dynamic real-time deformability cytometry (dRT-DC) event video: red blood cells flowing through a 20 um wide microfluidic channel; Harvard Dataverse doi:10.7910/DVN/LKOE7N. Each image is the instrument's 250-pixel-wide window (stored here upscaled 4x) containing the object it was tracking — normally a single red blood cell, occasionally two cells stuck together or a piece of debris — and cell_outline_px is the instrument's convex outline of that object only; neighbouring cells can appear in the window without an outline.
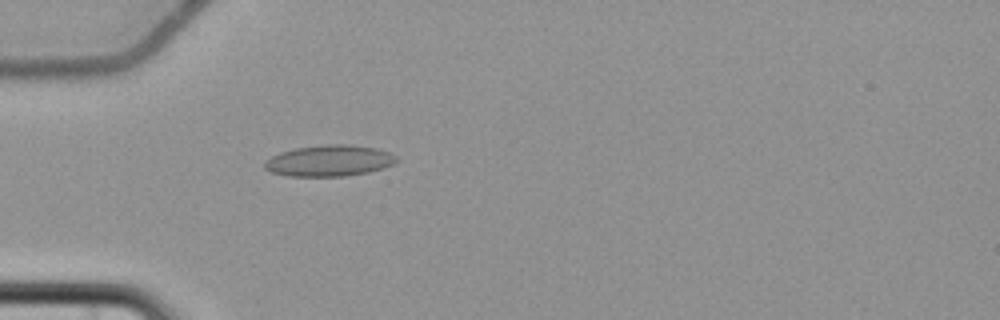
{"species": "common noctule bat (a hibernating species)", "species_latin": "Nyctalus noctula", "temperature_condition": "cold", "stored_images_in_passage": 4, "camera_frame_rate_fps": 3000, "um_per_image_px": 0.085, "animal": {"sex": "female", "body_mass_g": 22.7, "forearm_length_mm": 54.2}, "frame": {"image": 1, "passage_image": 4, "time_ms": 4.667, "image_size_px": [1000, 320], "cell_outline_px": [[400, 160], [384, 168], [368, 172], [344, 176], [288, 176], [272, 172], [264, 168], [264, 164], [272, 156], [280, 152], [296, 148], [324, 144], [352, 144], [376, 148], [388, 152], [396, 156]], "centroid_in_image_um": [28.02, 13.65], "position_along_channel_um": 57.0, "area_um2": 23.99}}